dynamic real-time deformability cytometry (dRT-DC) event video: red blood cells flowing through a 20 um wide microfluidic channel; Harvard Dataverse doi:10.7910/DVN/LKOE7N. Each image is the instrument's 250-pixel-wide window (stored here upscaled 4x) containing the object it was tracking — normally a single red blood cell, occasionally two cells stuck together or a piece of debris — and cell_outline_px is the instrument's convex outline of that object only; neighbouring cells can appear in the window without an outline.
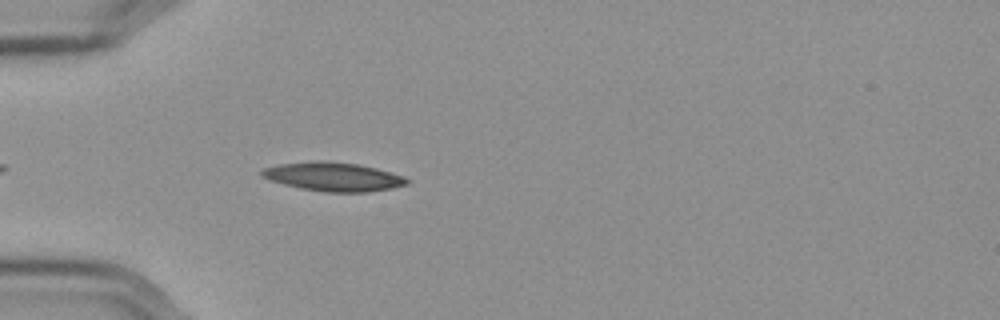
{"species": "Egyptian fruit bat (a non-hibernating species)", "species_latin": "Rousettus aegyptiacus", "temperature_condition": "cold", "stored_images_in_passage": 23, "camera_frame_rate_fps": 3000, "um_per_image_px": 0.085, "frame": {"image": 1, "passage_image": 5, "time_ms": 1.333, "image_size_px": [1000, 320], "cell_outline_px": [[412, 180], [408, 184], [392, 188], [368, 192], [328, 192], [300, 188], [268, 180], [260, 172], [260, 168], [280, 164], [320, 160], [356, 164], [376, 168], [404, 176]], "centroid_in_image_um": [28.34, 15.02], "position_along_channel_um": 56.7, "area_um2": 24.33}}
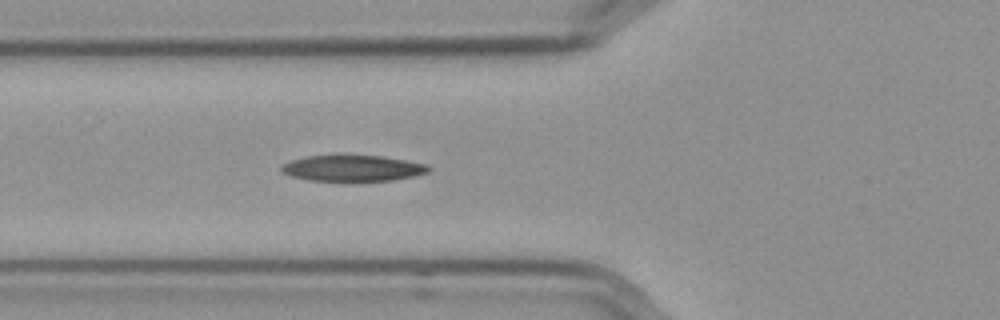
{"frame": {"image": 2, "passage_image": 9, "time_ms": 2.667, "image_size_px": [1000, 320], "cell_outline_px": [[432, 168], [428, 172], [416, 176], [392, 180], [352, 184], [344, 184], [308, 180], [292, 176], [280, 172], [280, 168], [284, 164], [292, 160], [304, 156], [380, 156], [428, 164]], "centroid_in_image_um": [29.98, 14.36], "position_along_channel_um": 95.8, "area_um2": 23.29}}
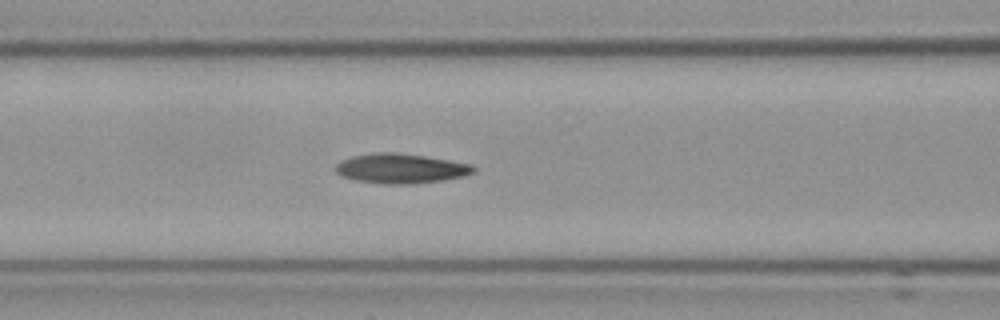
{"frame": {"image": 3, "passage_image": 12, "time_ms": 3.667, "image_size_px": [1000, 320], "cell_outline_px": [[476, 172], [464, 176], [440, 180], [408, 184], [384, 184], [356, 180], [344, 176], [336, 172], [336, 164], [340, 160], [352, 156], [372, 152], [392, 152], [424, 156], [472, 164], [476, 168]], "centroid_in_image_um": [34.06, 14.31], "position_along_channel_um": 132.5, "area_um2": 23.76}}